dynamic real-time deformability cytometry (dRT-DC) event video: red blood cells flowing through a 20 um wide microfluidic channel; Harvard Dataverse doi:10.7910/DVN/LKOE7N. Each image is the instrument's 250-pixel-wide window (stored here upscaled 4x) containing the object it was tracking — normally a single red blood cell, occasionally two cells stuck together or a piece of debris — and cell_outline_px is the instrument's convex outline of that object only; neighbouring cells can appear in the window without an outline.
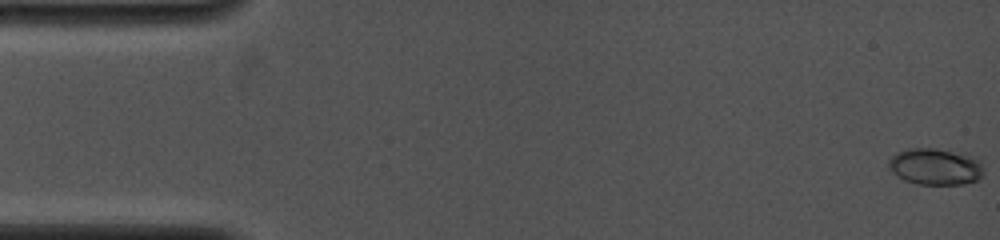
{"species": "common noctule bat (a hibernating species)", "species_latin": "Nyctalus noctula", "temperature_condition": "cold", "stored_images_in_passage": 61, "camera_frame_rate_fps": 4000, "um_per_image_px": 0.085, "animal": {"sex": "female", "body_mass_g": 19.0, "forearm_length_mm": 53.3}, "frame": {"image": 1, "passage_image": 1, "time_ms": 0.0, "image_size_px": [1000, 240], "cell_outline_px": [[984, 172], [976, 180], [964, 184], [916, 184], [904, 180], [892, 172], [888, 164], [888, 160], [896, 152], [908, 148], [936, 148], [972, 156], [980, 160]], "centroid_in_image_um": [79.48, 14.16], "position_along_channel_um": 5.5, "area_um2": 20.23}}
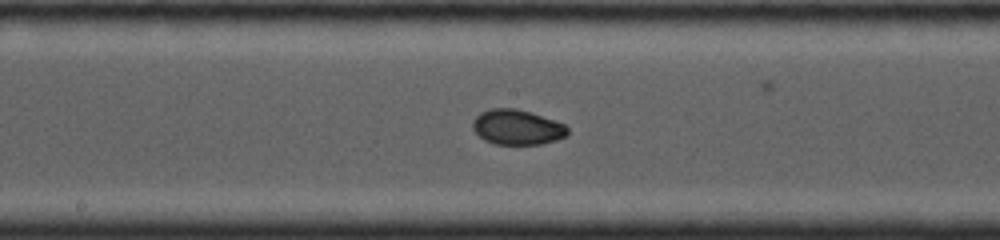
{"frame": {"image": 2, "passage_image": 33, "time_ms": 8.0, "image_size_px": [1000, 240], "cell_outline_px": [[568, 132], [564, 136], [556, 140], [540, 144], [496, 144], [484, 140], [472, 128], [472, 120], [480, 112], [492, 108], [516, 108], [564, 124], [568, 128]], "centroid_in_image_um": [43.91, 10.81], "position_along_channel_um": 204.3, "area_um2": 19.13}}
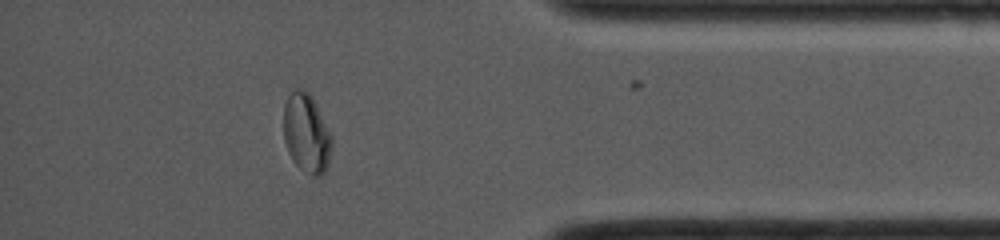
{"frame": {"image": 3, "passage_image": 54, "time_ms": 13.25, "image_size_px": [1000, 240], "cell_outline_px": [[332, 144], [328, 164], [324, 172], [320, 176], [312, 176], [300, 168], [292, 160], [288, 152], [284, 140], [284, 104], [292, 88], [304, 88], [312, 96], [332, 136]], "centroid_in_image_um": [26.04, 11.3], "position_along_channel_um": 409.2, "area_um2": 22.37}, "authors_computed_cell_mechanics": {"area_um2": 19.074, "velocity_mm_per_s": 4.1846, "shape_relaxation_time_tau1_ms": 8.746, "shape_relaxation_time_tau2_ms": null, "deformation_change_tau1": 0.2301, "deformation_change_tau2": null}}